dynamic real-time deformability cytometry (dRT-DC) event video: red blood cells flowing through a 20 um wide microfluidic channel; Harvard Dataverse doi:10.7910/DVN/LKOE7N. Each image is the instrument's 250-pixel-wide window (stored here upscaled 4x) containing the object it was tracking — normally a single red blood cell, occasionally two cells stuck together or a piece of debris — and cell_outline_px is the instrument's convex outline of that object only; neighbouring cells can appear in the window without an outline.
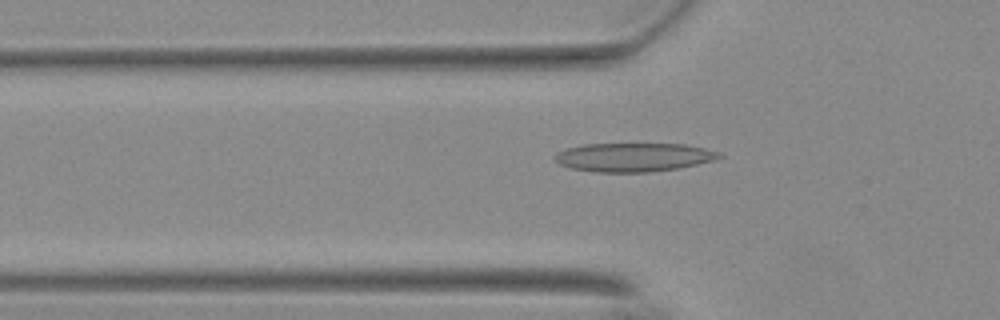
{"species": "Egyptian fruit bat (a non-hibernating species)", "species_latin": "Rousettus aegyptiacus", "temperature_condition": "warm", "stored_images_in_passage": 49, "camera_frame_rate_fps": 3000, "um_per_image_px": 0.085, "animal": {"sex": "female"}, "frame": {"image": 1, "passage_image": 12, "time_ms": 3.667, "image_size_px": [1000, 320], "cell_outline_px": [[724, 156], [716, 160], [676, 168], [648, 172], [596, 172], [572, 168], [560, 164], [552, 160], [552, 156], [556, 152], [568, 148], [584, 144], [684, 144], [704, 148], [720, 152]], "centroid_in_image_um": [53.83, 13.36], "position_along_channel_um": 72.0, "area_um2": 27.51}}
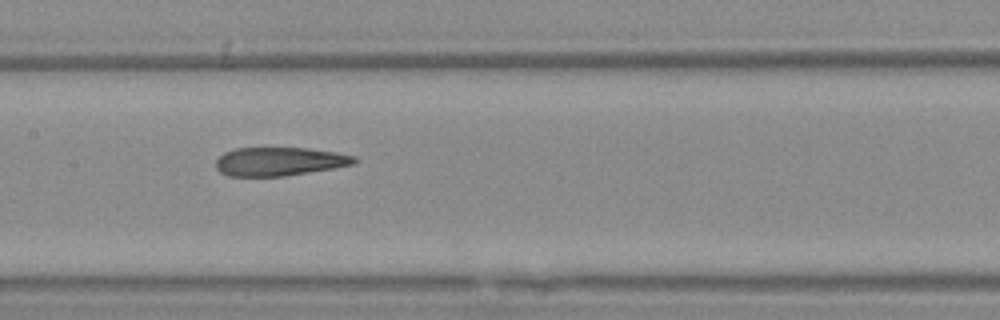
{"frame": {"image": 2, "passage_image": 21, "time_ms": 6.667, "image_size_px": [1000, 320], "cell_outline_px": [[360, 160], [356, 164], [284, 176], [228, 176], [220, 172], [216, 168], [216, 160], [224, 152], [236, 148], [308, 148], [336, 152], [356, 156]], "centroid_in_image_um": [23.78, 13.72], "position_along_channel_um": 183.6, "area_um2": 23.12}}
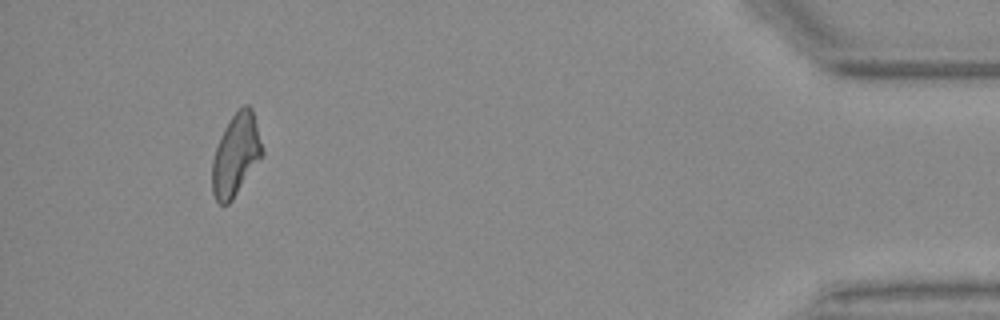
{"frame": {"image": 3, "passage_image": 45, "time_ms": 14.667, "image_size_px": [1000, 320], "cell_outline_px": [[264, 156], [232, 200], [228, 204], [220, 204], [216, 200], [212, 192], [212, 160], [220, 136], [224, 128], [232, 116], [244, 104], [248, 104], [252, 108], [264, 152]], "centroid_in_image_um": [20.06, 13.18], "position_along_channel_um": 415.1, "area_um2": 23.99}, "authors_computed_cell_mechanics": {"area_um2": 24.5072, "velocity_mm_per_s": 3.7049, "shape_relaxation_time_tau1_ms": null, "shape_relaxation_time_tau2_ms": 3.0898, "deformation_change_tau1": null, "deformation_change_tau2": 0.1182}}